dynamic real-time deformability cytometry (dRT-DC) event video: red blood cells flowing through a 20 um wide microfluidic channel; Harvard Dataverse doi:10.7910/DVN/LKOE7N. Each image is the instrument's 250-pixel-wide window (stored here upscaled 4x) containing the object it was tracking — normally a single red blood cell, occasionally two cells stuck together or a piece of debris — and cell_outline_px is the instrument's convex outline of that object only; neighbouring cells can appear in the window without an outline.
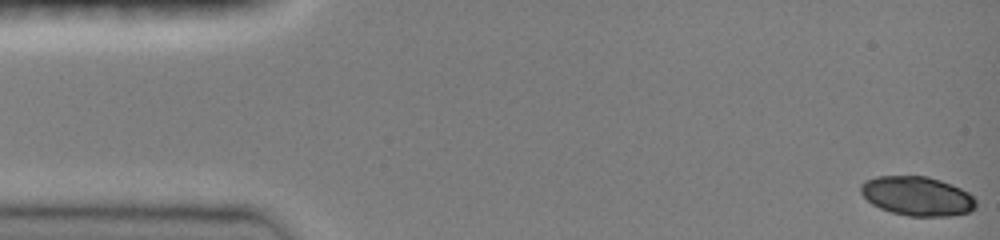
{"species": "common noctule bat (a hibernating species)", "species_latin": "Nyctalus noctula", "temperature_condition": "room temperature", "stored_images_in_passage": 58, "camera_frame_rate_fps": 3000, "um_per_image_px": 0.085, "animal": {"sex": "female", "body_mass_g": 19.0, "forearm_length_mm": 51.5}, "frame": {"image": 1, "passage_image": 1, "time_ms": 0.0, "image_size_px": [1000, 240], "cell_outline_px": [[976, 204], [968, 212], [952, 216], [908, 216], [892, 212], [880, 208], [872, 204], [860, 192], [860, 184], [864, 180], [876, 176], [928, 176], [940, 180], [960, 188], [968, 192], [976, 200]], "centroid_in_image_um": [77.93, 16.66], "position_along_channel_um": 7.1, "area_um2": 26.3}}
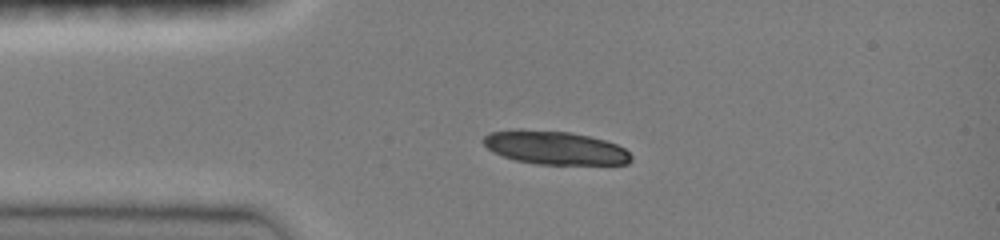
{"frame": {"image": 2, "passage_image": 21, "time_ms": 3.333, "image_size_px": [1000, 240], "cell_outline_px": [[632, 160], [628, 164], [536, 164], [516, 160], [492, 152], [480, 140], [488, 132], [520, 128], [568, 132], [588, 136], [604, 140], [616, 144], [624, 148], [632, 156]], "centroid_in_image_um": [47.12, 12.54], "position_along_channel_um": 37.9, "area_um2": 28.96}}
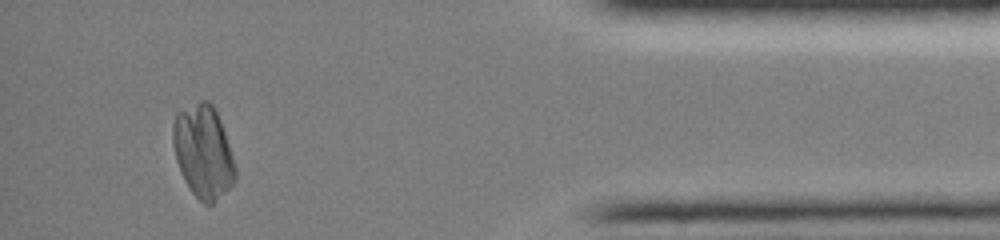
{"frame": {"image": 3, "passage_image": 56, "time_ms": 14.333, "image_size_px": [1000, 240], "cell_outline_px": [[236, 180], [212, 204], [204, 204], [192, 192], [184, 180], [180, 172], [176, 160], [172, 144], [172, 124], [176, 112], [200, 100], [208, 100], [212, 104], [220, 120], [228, 144], [236, 172]], "centroid_in_image_um": [17.23, 12.87], "position_along_channel_um": 418.0, "area_um2": 33.52}}